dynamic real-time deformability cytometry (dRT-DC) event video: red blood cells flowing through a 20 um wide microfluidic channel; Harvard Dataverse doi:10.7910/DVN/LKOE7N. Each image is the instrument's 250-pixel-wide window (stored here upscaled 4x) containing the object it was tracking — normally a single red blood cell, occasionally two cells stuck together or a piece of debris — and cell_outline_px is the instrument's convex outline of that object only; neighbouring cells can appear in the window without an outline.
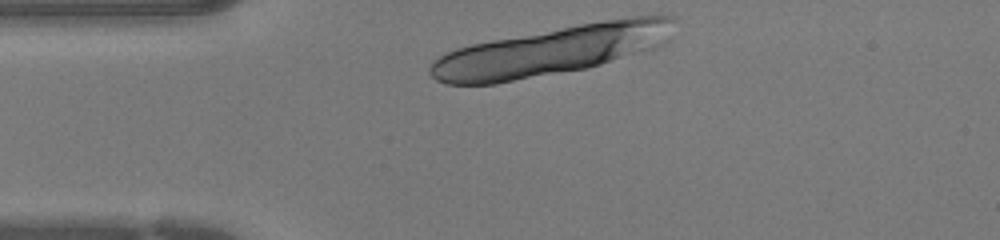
{"species": "human", "species_latin": "Homo sapiens", "temperature_condition": "warm", "stored_images_in_passage": 6, "camera_frame_rate_fps": 3000, "um_per_image_px": 0.085, "donor": {"sex": "female"}, "frame": {"image": 1, "passage_image": 1, "time_ms": 0.0, "image_size_px": [1000, 240], "cell_outline_px": [[680, 20], [628, 52], [620, 56], [600, 64], [584, 68], [496, 84], [448, 84], [436, 80], [428, 72], [428, 68], [432, 60], [456, 48], [472, 44], [492, 40], [580, 24], [604, 20], [632, 16], [676, 16]], "centroid_in_image_um": [46.44, 4.34], "position_along_channel_um": 38.6, "area_um2": 65.89}}